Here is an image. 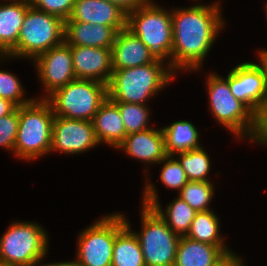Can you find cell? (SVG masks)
Segmentation results:
<instances>
[{
    "label": "cell",
    "instance_id": "34",
    "mask_svg": "<svg viewBox=\"0 0 267 266\" xmlns=\"http://www.w3.org/2000/svg\"><path fill=\"white\" fill-rule=\"evenodd\" d=\"M244 258L234 251L227 254L221 261H219L215 266H245Z\"/></svg>",
    "mask_w": 267,
    "mask_h": 266
},
{
    "label": "cell",
    "instance_id": "29",
    "mask_svg": "<svg viewBox=\"0 0 267 266\" xmlns=\"http://www.w3.org/2000/svg\"><path fill=\"white\" fill-rule=\"evenodd\" d=\"M17 75L0 68V97L14 103L17 107L27 105L35 97L27 98L25 89ZM25 96V97H24Z\"/></svg>",
    "mask_w": 267,
    "mask_h": 266
},
{
    "label": "cell",
    "instance_id": "13",
    "mask_svg": "<svg viewBox=\"0 0 267 266\" xmlns=\"http://www.w3.org/2000/svg\"><path fill=\"white\" fill-rule=\"evenodd\" d=\"M92 121L55 116L52 125L50 153L80 154L98 147Z\"/></svg>",
    "mask_w": 267,
    "mask_h": 266
},
{
    "label": "cell",
    "instance_id": "32",
    "mask_svg": "<svg viewBox=\"0 0 267 266\" xmlns=\"http://www.w3.org/2000/svg\"><path fill=\"white\" fill-rule=\"evenodd\" d=\"M38 10L60 17L63 21L71 16L75 0H29Z\"/></svg>",
    "mask_w": 267,
    "mask_h": 266
},
{
    "label": "cell",
    "instance_id": "30",
    "mask_svg": "<svg viewBox=\"0 0 267 266\" xmlns=\"http://www.w3.org/2000/svg\"><path fill=\"white\" fill-rule=\"evenodd\" d=\"M158 164H163L159 174L163 186L180 192L189 180L179 161L173 155H167Z\"/></svg>",
    "mask_w": 267,
    "mask_h": 266
},
{
    "label": "cell",
    "instance_id": "17",
    "mask_svg": "<svg viewBox=\"0 0 267 266\" xmlns=\"http://www.w3.org/2000/svg\"><path fill=\"white\" fill-rule=\"evenodd\" d=\"M104 26H110L117 32L127 27V13L108 0H75L69 19Z\"/></svg>",
    "mask_w": 267,
    "mask_h": 266
},
{
    "label": "cell",
    "instance_id": "9",
    "mask_svg": "<svg viewBox=\"0 0 267 266\" xmlns=\"http://www.w3.org/2000/svg\"><path fill=\"white\" fill-rule=\"evenodd\" d=\"M141 232L137 236L146 266H174L180 236L151 207L141 204Z\"/></svg>",
    "mask_w": 267,
    "mask_h": 266
},
{
    "label": "cell",
    "instance_id": "31",
    "mask_svg": "<svg viewBox=\"0 0 267 266\" xmlns=\"http://www.w3.org/2000/svg\"><path fill=\"white\" fill-rule=\"evenodd\" d=\"M19 126V107L12 113L0 117V147L14 154L15 140Z\"/></svg>",
    "mask_w": 267,
    "mask_h": 266
},
{
    "label": "cell",
    "instance_id": "5",
    "mask_svg": "<svg viewBox=\"0 0 267 266\" xmlns=\"http://www.w3.org/2000/svg\"><path fill=\"white\" fill-rule=\"evenodd\" d=\"M64 41V21L53 14L28 7L20 30L17 46L0 61L12 59L34 60L38 55Z\"/></svg>",
    "mask_w": 267,
    "mask_h": 266
},
{
    "label": "cell",
    "instance_id": "2",
    "mask_svg": "<svg viewBox=\"0 0 267 266\" xmlns=\"http://www.w3.org/2000/svg\"><path fill=\"white\" fill-rule=\"evenodd\" d=\"M209 111L233 137L267 146V125L232 93L228 80L216 72L206 77Z\"/></svg>",
    "mask_w": 267,
    "mask_h": 266
},
{
    "label": "cell",
    "instance_id": "36",
    "mask_svg": "<svg viewBox=\"0 0 267 266\" xmlns=\"http://www.w3.org/2000/svg\"><path fill=\"white\" fill-rule=\"evenodd\" d=\"M257 55V65L262 69L267 84V49L259 50Z\"/></svg>",
    "mask_w": 267,
    "mask_h": 266
},
{
    "label": "cell",
    "instance_id": "12",
    "mask_svg": "<svg viewBox=\"0 0 267 266\" xmlns=\"http://www.w3.org/2000/svg\"><path fill=\"white\" fill-rule=\"evenodd\" d=\"M32 62L45 91L36 99H47L57 89L76 79L71 47L65 41L38 55Z\"/></svg>",
    "mask_w": 267,
    "mask_h": 266
},
{
    "label": "cell",
    "instance_id": "14",
    "mask_svg": "<svg viewBox=\"0 0 267 266\" xmlns=\"http://www.w3.org/2000/svg\"><path fill=\"white\" fill-rule=\"evenodd\" d=\"M146 175H149L148 172L145 174L147 179L142 191L141 204L153 207L175 234L180 237L186 236L197 211L178 196L166 205L164 210L159 201L157 186L153 185Z\"/></svg>",
    "mask_w": 267,
    "mask_h": 266
},
{
    "label": "cell",
    "instance_id": "19",
    "mask_svg": "<svg viewBox=\"0 0 267 266\" xmlns=\"http://www.w3.org/2000/svg\"><path fill=\"white\" fill-rule=\"evenodd\" d=\"M117 31L101 24L64 21V41L68 45L111 48Z\"/></svg>",
    "mask_w": 267,
    "mask_h": 266
},
{
    "label": "cell",
    "instance_id": "28",
    "mask_svg": "<svg viewBox=\"0 0 267 266\" xmlns=\"http://www.w3.org/2000/svg\"><path fill=\"white\" fill-rule=\"evenodd\" d=\"M120 112L126 134L141 132L151 128L150 109L148 104H134L127 102H113Z\"/></svg>",
    "mask_w": 267,
    "mask_h": 266
},
{
    "label": "cell",
    "instance_id": "39",
    "mask_svg": "<svg viewBox=\"0 0 267 266\" xmlns=\"http://www.w3.org/2000/svg\"><path fill=\"white\" fill-rule=\"evenodd\" d=\"M266 4H265V13H266V18H267V1L265 2Z\"/></svg>",
    "mask_w": 267,
    "mask_h": 266
},
{
    "label": "cell",
    "instance_id": "27",
    "mask_svg": "<svg viewBox=\"0 0 267 266\" xmlns=\"http://www.w3.org/2000/svg\"><path fill=\"white\" fill-rule=\"evenodd\" d=\"M215 186L212 181H188L177 195L197 212L211 210Z\"/></svg>",
    "mask_w": 267,
    "mask_h": 266
},
{
    "label": "cell",
    "instance_id": "3",
    "mask_svg": "<svg viewBox=\"0 0 267 266\" xmlns=\"http://www.w3.org/2000/svg\"><path fill=\"white\" fill-rule=\"evenodd\" d=\"M175 77L176 73L171 67L159 60L137 67L113 69L108 98L112 102L146 104Z\"/></svg>",
    "mask_w": 267,
    "mask_h": 266
},
{
    "label": "cell",
    "instance_id": "16",
    "mask_svg": "<svg viewBox=\"0 0 267 266\" xmlns=\"http://www.w3.org/2000/svg\"><path fill=\"white\" fill-rule=\"evenodd\" d=\"M116 149L148 166L157 165L167 156L162 127H151L141 132L130 133Z\"/></svg>",
    "mask_w": 267,
    "mask_h": 266
},
{
    "label": "cell",
    "instance_id": "37",
    "mask_svg": "<svg viewBox=\"0 0 267 266\" xmlns=\"http://www.w3.org/2000/svg\"><path fill=\"white\" fill-rule=\"evenodd\" d=\"M41 266H83V265L79 261L74 259L72 261L42 263Z\"/></svg>",
    "mask_w": 267,
    "mask_h": 266
},
{
    "label": "cell",
    "instance_id": "26",
    "mask_svg": "<svg viewBox=\"0 0 267 266\" xmlns=\"http://www.w3.org/2000/svg\"><path fill=\"white\" fill-rule=\"evenodd\" d=\"M173 156L181 164L189 181H211L209 174L212 166L211 160L202 146L175 153Z\"/></svg>",
    "mask_w": 267,
    "mask_h": 266
},
{
    "label": "cell",
    "instance_id": "8",
    "mask_svg": "<svg viewBox=\"0 0 267 266\" xmlns=\"http://www.w3.org/2000/svg\"><path fill=\"white\" fill-rule=\"evenodd\" d=\"M107 98L108 85L95 80L75 79L57 89L46 100L55 116L92 121Z\"/></svg>",
    "mask_w": 267,
    "mask_h": 266
},
{
    "label": "cell",
    "instance_id": "10",
    "mask_svg": "<svg viewBox=\"0 0 267 266\" xmlns=\"http://www.w3.org/2000/svg\"><path fill=\"white\" fill-rule=\"evenodd\" d=\"M125 226L121 212L103 215L86 226L77 237L76 260L83 266H111L115 237Z\"/></svg>",
    "mask_w": 267,
    "mask_h": 266
},
{
    "label": "cell",
    "instance_id": "24",
    "mask_svg": "<svg viewBox=\"0 0 267 266\" xmlns=\"http://www.w3.org/2000/svg\"><path fill=\"white\" fill-rule=\"evenodd\" d=\"M220 219L213 210L201 211L195 214L186 237L220 247L226 254L231 248L225 243V237L220 233Z\"/></svg>",
    "mask_w": 267,
    "mask_h": 266
},
{
    "label": "cell",
    "instance_id": "21",
    "mask_svg": "<svg viewBox=\"0 0 267 266\" xmlns=\"http://www.w3.org/2000/svg\"><path fill=\"white\" fill-rule=\"evenodd\" d=\"M92 123L100 145L116 149L127 135L118 107L109 98L100 106Z\"/></svg>",
    "mask_w": 267,
    "mask_h": 266
},
{
    "label": "cell",
    "instance_id": "38",
    "mask_svg": "<svg viewBox=\"0 0 267 266\" xmlns=\"http://www.w3.org/2000/svg\"><path fill=\"white\" fill-rule=\"evenodd\" d=\"M0 266H18V265H8V264L0 263Z\"/></svg>",
    "mask_w": 267,
    "mask_h": 266
},
{
    "label": "cell",
    "instance_id": "6",
    "mask_svg": "<svg viewBox=\"0 0 267 266\" xmlns=\"http://www.w3.org/2000/svg\"><path fill=\"white\" fill-rule=\"evenodd\" d=\"M46 231L37 222L12 221L0 237V263L41 266V261L49 254V236Z\"/></svg>",
    "mask_w": 267,
    "mask_h": 266
},
{
    "label": "cell",
    "instance_id": "35",
    "mask_svg": "<svg viewBox=\"0 0 267 266\" xmlns=\"http://www.w3.org/2000/svg\"><path fill=\"white\" fill-rule=\"evenodd\" d=\"M16 108L17 106L14 103L0 97V117L12 113Z\"/></svg>",
    "mask_w": 267,
    "mask_h": 266
},
{
    "label": "cell",
    "instance_id": "11",
    "mask_svg": "<svg viewBox=\"0 0 267 266\" xmlns=\"http://www.w3.org/2000/svg\"><path fill=\"white\" fill-rule=\"evenodd\" d=\"M231 93L267 125V84L256 62L240 63L228 72Z\"/></svg>",
    "mask_w": 267,
    "mask_h": 266
},
{
    "label": "cell",
    "instance_id": "18",
    "mask_svg": "<svg viewBox=\"0 0 267 266\" xmlns=\"http://www.w3.org/2000/svg\"><path fill=\"white\" fill-rule=\"evenodd\" d=\"M111 56L113 69L137 67L155 61L147 46L127 27L118 31Z\"/></svg>",
    "mask_w": 267,
    "mask_h": 266
},
{
    "label": "cell",
    "instance_id": "1",
    "mask_svg": "<svg viewBox=\"0 0 267 266\" xmlns=\"http://www.w3.org/2000/svg\"><path fill=\"white\" fill-rule=\"evenodd\" d=\"M221 5L218 0L207 5L196 2L190 7L171 9L173 44L170 57L175 73L200 72L216 38L225 28Z\"/></svg>",
    "mask_w": 267,
    "mask_h": 266
},
{
    "label": "cell",
    "instance_id": "7",
    "mask_svg": "<svg viewBox=\"0 0 267 266\" xmlns=\"http://www.w3.org/2000/svg\"><path fill=\"white\" fill-rule=\"evenodd\" d=\"M127 28L140 38L155 60L164 63L166 61L172 69L171 10H166L152 0L149 4L140 6L127 14Z\"/></svg>",
    "mask_w": 267,
    "mask_h": 266
},
{
    "label": "cell",
    "instance_id": "33",
    "mask_svg": "<svg viewBox=\"0 0 267 266\" xmlns=\"http://www.w3.org/2000/svg\"><path fill=\"white\" fill-rule=\"evenodd\" d=\"M116 5H118L121 9H123L127 14L140 6H144L149 4L152 0H108Z\"/></svg>",
    "mask_w": 267,
    "mask_h": 266
},
{
    "label": "cell",
    "instance_id": "4",
    "mask_svg": "<svg viewBox=\"0 0 267 266\" xmlns=\"http://www.w3.org/2000/svg\"><path fill=\"white\" fill-rule=\"evenodd\" d=\"M54 112L46 99H34L19 107L14 156L31 162L50 153Z\"/></svg>",
    "mask_w": 267,
    "mask_h": 266
},
{
    "label": "cell",
    "instance_id": "15",
    "mask_svg": "<svg viewBox=\"0 0 267 266\" xmlns=\"http://www.w3.org/2000/svg\"><path fill=\"white\" fill-rule=\"evenodd\" d=\"M76 79L95 80L106 85L112 77L111 48L70 45Z\"/></svg>",
    "mask_w": 267,
    "mask_h": 266
},
{
    "label": "cell",
    "instance_id": "25",
    "mask_svg": "<svg viewBox=\"0 0 267 266\" xmlns=\"http://www.w3.org/2000/svg\"><path fill=\"white\" fill-rule=\"evenodd\" d=\"M167 155L201 147L200 133L189 120H179L162 127Z\"/></svg>",
    "mask_w": 267,
    "mask_h": 266
},
{
    "label": "cell",
    "instance_id": "20",
    "mask_svg": "<svg viewBox=\"0 0 267 266\" xmlns=\"http://www.w3.org/2000/svg\"><path fill=\"white\" fill-rule=\"evenodd\" d=\"M2 1H7V3L2 2L0 4V55H8L17 46L22 23L30 6V1Z\"/></svg>",
    "mask_w": 267,
    "mask_h": 266
},
{
    "label": "cell",
    "instance_id": "22",
    "mask_svg": "<svg viewBox=\"0 0 267 266\" xmlns=\"http://www.w3.org/2000/svg\"><path fill=\"white\" fill-rule=\"evenodd\" d=\"M226 255L218 246L183 236L177 246L174 266H215Z\"/></svg>",
    "mask_w": 267,
    "mask_h": 266
},
{
    "label": "cell",
    "instance_id": "23",
    "mask_svg": "<svg viewBox=\"0 0 267 266\" xmlns=\"http://www.w3.org/2000/svg\"><path fill=\"white\" fill-rule=\"evenodd\" d=\"M124 216L126 226L115 237L111 266H146L139 240Z\"/></svg>",
    "mask_w": 267,
    "mask_h": 266
}]
</instances>
